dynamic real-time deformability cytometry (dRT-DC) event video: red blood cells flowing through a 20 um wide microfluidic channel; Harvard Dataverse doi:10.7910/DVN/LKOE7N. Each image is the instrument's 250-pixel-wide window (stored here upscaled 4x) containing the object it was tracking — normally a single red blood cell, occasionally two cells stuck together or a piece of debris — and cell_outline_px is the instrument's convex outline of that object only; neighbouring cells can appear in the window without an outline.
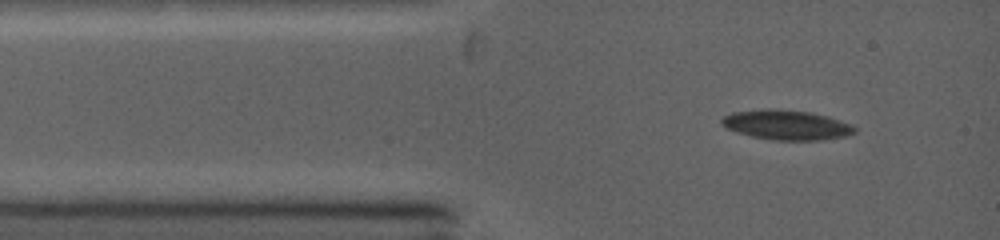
{"species": "common noctule bat (a hibernating species)", "species_latin": "Nyctalus noctula", "temperature_condition": "warm", "stored_images_in_passage": 30, "camera_frame_rate_fps": 5000, "um_per_image_px": 0.085, "animal": {"sex": "female", "body_mass_g": 19.0, "forearm_length_mm": 53.3}, "frame": {"image": 1, "passage_image": 1, "time_ms": 0.0, "image_size_px": [1000, 240], "cell_outline_px": [[856, 132], [844, 136], [824, 140], [772, 140], [752, 136], [736, 132], [720, 124], [720, 120], [724, 116], [732, 112], [764, 108], [776, 108], [812, 112], [828, 116], [852, 124], [856, 128]], "centroid_in_image_um": [66.85, 10.6], "position_along_channel_um": 18.2, "area_um2": 23.35}}
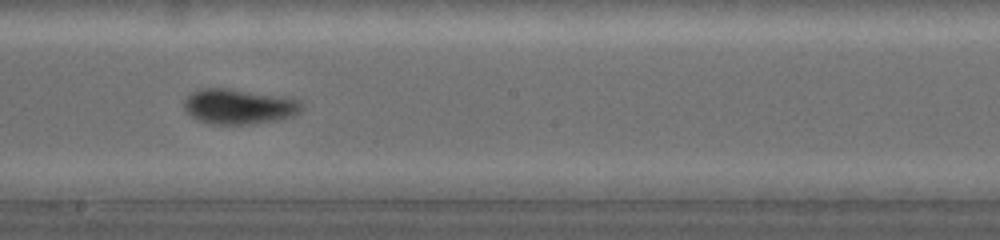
{"frame": {"image": 2, "passage_image": 13, "time_ms": 5.6, "image_size_px": [1000, 240], "cell_outline_px": [[300, 112], [292, 116], [280, 120], [256, 124], [212, 124], [196, 120], [184, 112], [184, 100], [192, 92], [204, 88], [224, 88], [280, 96], [300, 100]], "centroid_in_image_um": [20.26, 9.07], "position_along_channel_um": 227.9, "area_um2": 24.1}}
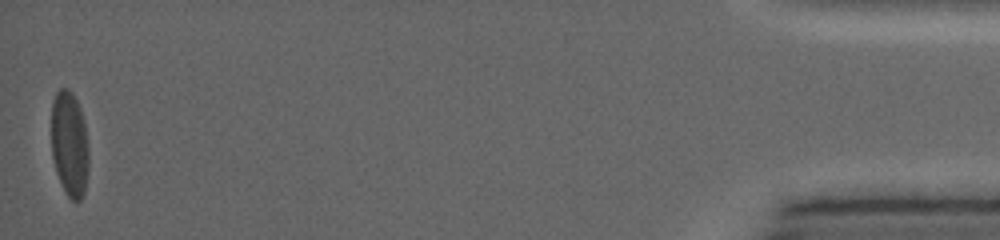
{"frame": {"image": 3, "passage_image": 30, "time_ms": 13.6, "image_size_px": [1000, 240], "cell_outline_px": [[88, 168], [84, 192], [80, 200], [72, 200], [68, 196], [56, 172], [52, 156], [52, 100], [56, 92], [60, 88], [68, 88], [72, 92], [80, 108], [84, 120], [88, 144]], "centroid_in_image_um": [5.91, 12.2], "position_along_channel_um": 429.3, "area_um2": 22.89}, "authors_computed_cell_mechanics": {"area_um2": 22.8599, "velocity_mm_per_s": 4.2338, "shape_relaxation_time_tau1_ms": 3.4627, "shape_relaxation_time_tau2_ms": null, "deformation_change_tau1": 0.1442, "deformation_change_tau2": null}}